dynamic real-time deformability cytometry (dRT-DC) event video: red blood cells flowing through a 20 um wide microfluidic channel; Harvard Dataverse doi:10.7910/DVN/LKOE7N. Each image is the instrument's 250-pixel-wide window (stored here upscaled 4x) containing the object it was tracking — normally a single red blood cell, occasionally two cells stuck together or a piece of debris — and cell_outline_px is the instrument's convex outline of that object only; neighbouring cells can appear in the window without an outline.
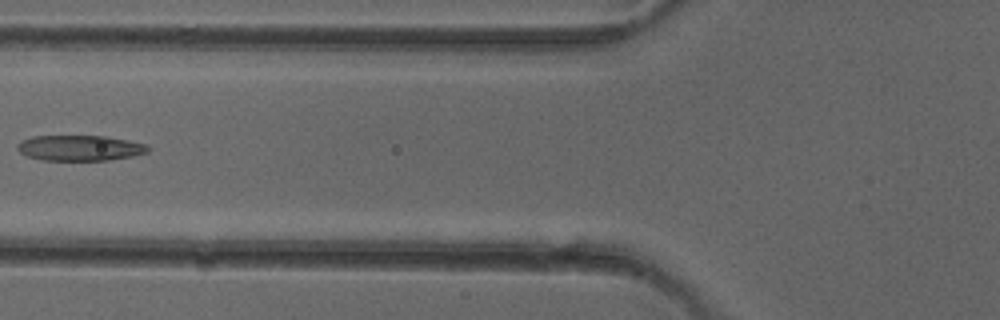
{"species": "common noctule bat (a hibernating species)", "species_latin": "Nyctalus noctula", "temperature_condition": "cold", "stored_images_in_passage": 6, "camera_frame_rate_fps": 3000, "um_per_image_px": 0.085, "animal": {"sex": "female"}, "frame": {"image": 1, "passage_image": 6, "time_ms": 5.667, "image_size_px": [1000, 320], "cell_outline_px": [[152, 148], [148, 152], [132, 156], [108, 160], [44, 160], [28, 156], [20, 152], [16, 148], [16, 144], [32, 136], [104, 136], [128, 140], [148, 144]], "centroid_in_image_um": [6.83, 12.57], "position_along_channel_um": 119.0, "area_um2": 19.42}}